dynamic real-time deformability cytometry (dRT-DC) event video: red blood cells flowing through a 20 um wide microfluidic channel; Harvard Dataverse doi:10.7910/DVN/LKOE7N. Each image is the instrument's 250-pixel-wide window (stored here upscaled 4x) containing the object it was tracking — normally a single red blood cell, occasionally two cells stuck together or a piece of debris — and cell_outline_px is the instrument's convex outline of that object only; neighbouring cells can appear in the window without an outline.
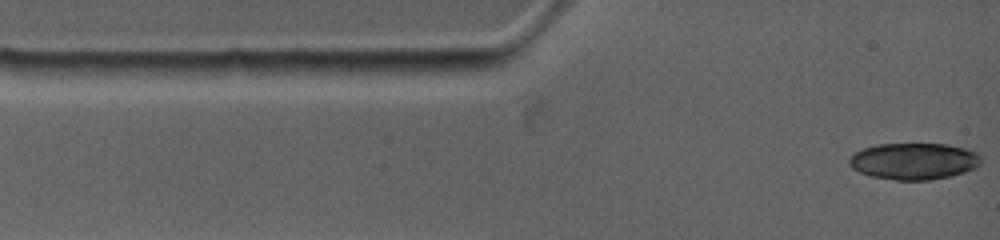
{"species": "common noctule bat (a hibernating species)", "species_latin": "Nyctalus noctula", "temperature_condition": "warm", "stored_images_in_passage": 7, "camera_frame_rate_fps": 4500, "um_per_image_px": 0.085, "animal": {"sex": "female", "body_mass_g": 19.0, "forearm_length_mm": 53.3}, "frame": {"image": 1, "passage_image": 1, "time_ms": 0.0, "image_size_px": [1000, 240], "cell_outline_px": [[980, 164], [976, 168], [952, 176], [932, 180], [896, 180], [868, 176], [852, 168], [848, 164], [848, 156], [852, 152], [864, 148], [880, 144], [948, 144], [972, 148], [980, 152]], "centroid_in_image_um": [77.7, 13.69], "position_along_channel_um": 7.3, "area_um2": 28.78}}